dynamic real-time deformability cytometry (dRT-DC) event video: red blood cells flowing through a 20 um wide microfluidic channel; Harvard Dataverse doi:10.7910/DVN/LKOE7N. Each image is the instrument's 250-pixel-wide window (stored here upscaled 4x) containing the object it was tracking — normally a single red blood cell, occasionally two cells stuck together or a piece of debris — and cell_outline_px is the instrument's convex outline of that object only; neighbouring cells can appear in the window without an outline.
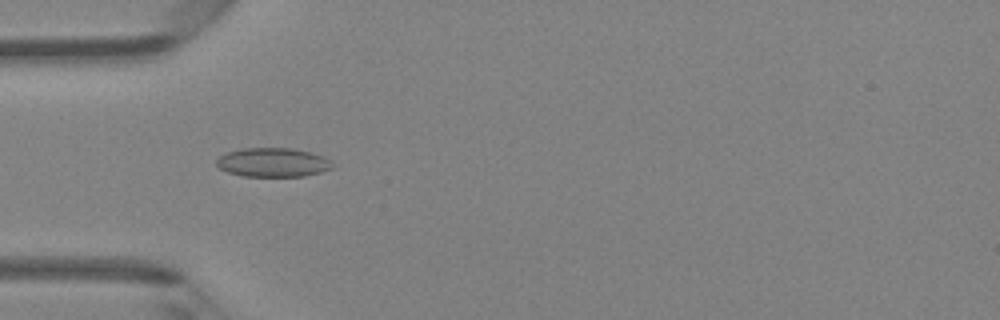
{"species": "Egyptian fruit bat (a non-hibernating species)", "species_latin": "Rousettus aegyptiacus", "temperature_condition": "room temperature", "stored_images_in_passage": 40, "camera_frame_rate_fps": 3000, "um_per_image_px": 0.085, "animal": {"sex": "female"}, "frame": {"image": 1, "passage_image": 8, "time_ms": 2.333, "image_size_px": [1000, 320], "cell_outline_px": [[332, 168], [320, 172], [304, 176], [244, 176], [228, 172], [220, 168], [216, 164], [216, 160], [220, 156], [228, 152], [240, 148], [292, 148], [312, 152], [324, 156], [332, 164]], "centroid_in_image_um": [23.19, 13.79], "position_along_channel_um": 61.8, "area_um2": 19.54}}
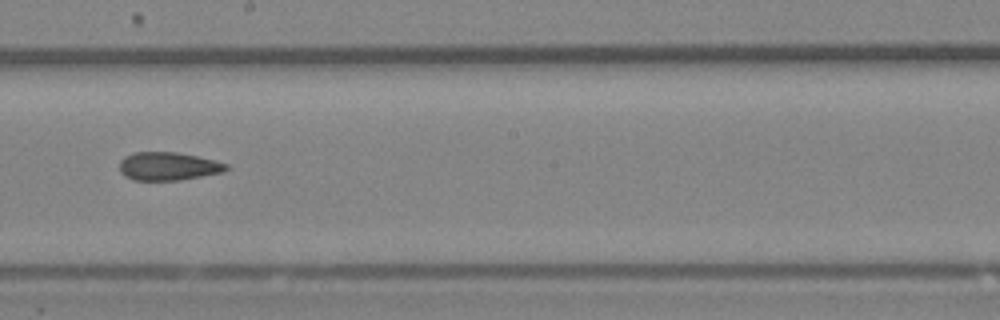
{"frame": {"image": 2, "passage_image": 20, "time_ms": 6.333, "image_size_px": [1000, 320], "cell_outline_px": [[228, 168], [224, 172], [180, 180], [132, 180], [124, 176], [120, 172], [120, 160], [124, 156], [132, 152], [176, 152], [216, 160], [228, 164]], "centroid_in_image_um": [14.28, 14.13], "position_along_channel_um": 233.9, "area_um2": 17.69}}
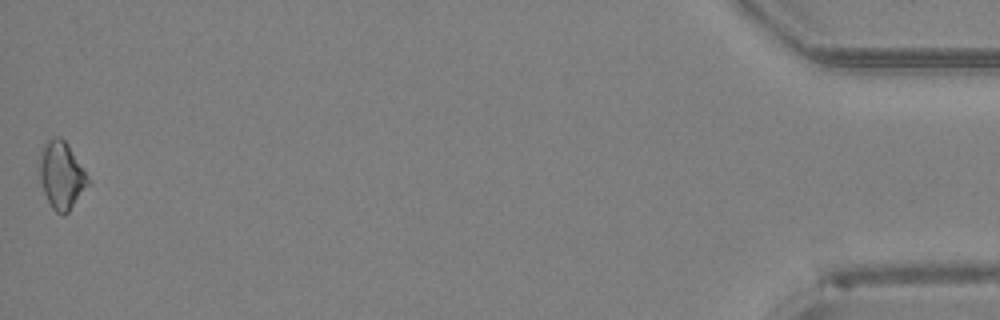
{"frame": {"image": 3, "passage_image": 40, "time_ms": 13.0, "image_size_px": [1000, 320], "cell_outline_px": [[88, 184], [68, 212], [64, 216], [56, 212], [52, 208], [44, 192], [40, 180], [40, 160], [44, 144], [52, 136], [60, 136], [68, 144], [88, 176]], "centroid_in_image_um": [5.22, 14.88], "position_along_channel_um": 430.0, "area_um2": 18.61}, "authors_computed_cell_mechanics": {"area_um2": 17.9758, "velocity_mm_per_s": 4.3626, "shape_relaxation_time_tau1_ms": null, "shape_relaxation_time_tau2_ms": 5.2542, "deformation_change_tau1": null, "deformation_change_tau2": 0.1354}}